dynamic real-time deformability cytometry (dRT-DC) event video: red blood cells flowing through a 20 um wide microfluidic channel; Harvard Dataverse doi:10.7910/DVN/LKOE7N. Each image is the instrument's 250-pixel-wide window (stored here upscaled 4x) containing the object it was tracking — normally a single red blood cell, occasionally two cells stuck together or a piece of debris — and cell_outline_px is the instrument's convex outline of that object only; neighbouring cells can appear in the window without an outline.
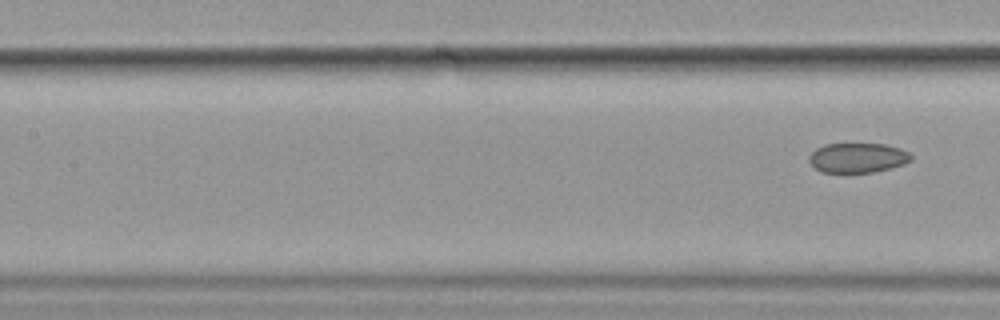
{"species": "common noctule bat (a hibernating species)", "species_latin": "Nyctalus noctula", "temperature_condition": "cold", "stored_images_in_passage": 9, "segment_of_instrument_passage": [2, 2], "camera_frame_rate_fps": 3000, "um_per_image_px": 0.085, "animal": {"sex": "female", "body_mass_g": 19.9}, "frame": {"image": 1, "passage_image": 9, "time_ms": 10.333, "image_size_px": [1000, 320], "cell_outline_px": [[912, 160], [904, 164], [892, 168], [872, 172], [820, 172], [808, 160], [808, 156], [816, 148], [824, 144], [884, 144], [900, 148], [908, 152], [912, 156]], "centroid_in_image_um": [72.9, 13.41], "position_along_channel_um": 134.5, "area_um2": 17.69}}